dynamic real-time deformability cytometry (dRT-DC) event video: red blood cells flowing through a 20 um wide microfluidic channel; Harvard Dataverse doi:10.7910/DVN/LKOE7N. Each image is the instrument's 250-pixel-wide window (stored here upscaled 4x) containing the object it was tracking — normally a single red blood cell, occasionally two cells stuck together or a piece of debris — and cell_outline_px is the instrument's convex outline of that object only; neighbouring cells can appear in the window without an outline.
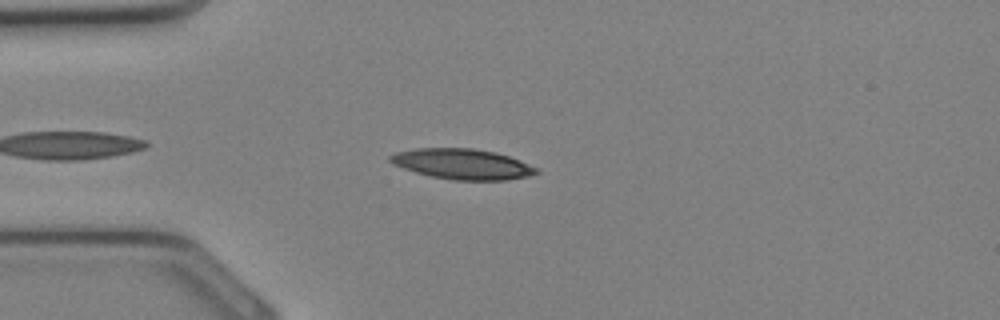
{"species": "Egyptian fruit bat (a non-hibernating species)", "species_latin": "Rousettus aegyptiacus", "temperature_condition": "cold", "stored_images_in_passage": 24, "camera_frame_rate_fps": 3000, "um_per_image_px": 0.085, "animal": {"sex": "female"}, "frame": {"image": 1, "passage_image": 1, "time_ms": 0.0, "image_size_px": [1000, 320], "cell_outline_px": [[540, 172], [528, 176], [508, 180], [452, 180], [432, 176], [416, 172], [392, 164], [388, 160], [388, 156], [396, 152], [416, 148], [472, 148], [496, 152], [508, 156], [540, 168]], "centroid_in_image_um": [39.31, 13.94], "position_along_channel_um": 45.7, "area_um2": 26.01}}
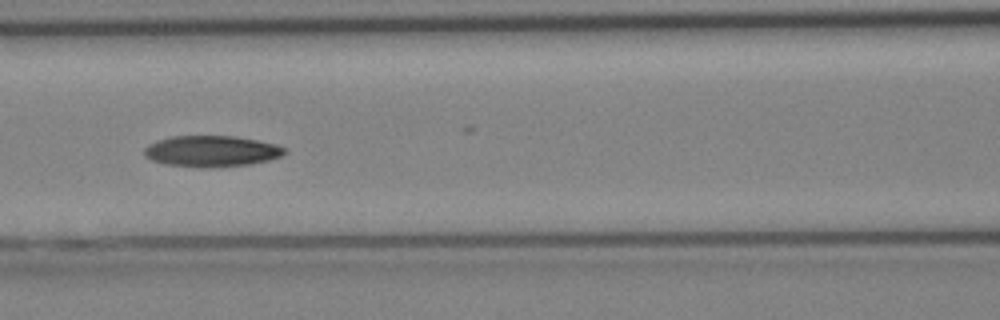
{"frame": {"image": 2, "passage_image": 7, "time_ms": 2.0, "image_size_px": [1000, 320], "cell_outline_px": [[288, 152], [272, 160], [252, 164], [208, 168], [200, 168], [164, 164], [152, 160], [144, 156], [144, 148], [148, 144], [172, 136], [232, 136], [256, 140], [276, 144], [284, 148]], "centroid_in_image_um": [17.99, 12.87], "position_along_channel_um": 148.6, "area_um2": 25.61}}
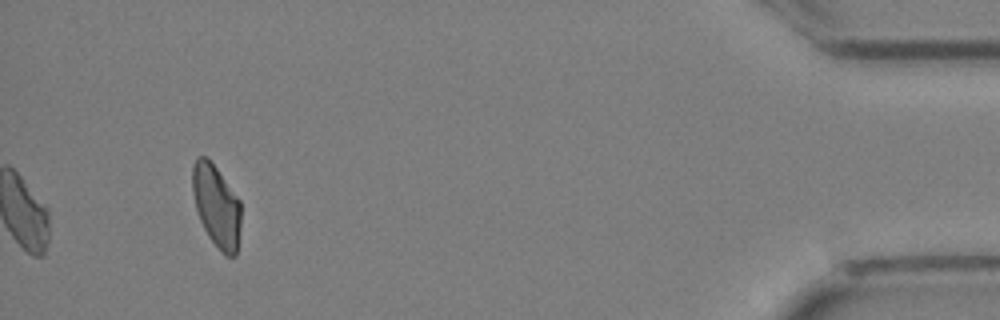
{"frame": {"image": 3, "passage_image": 24, "time_ms": 7.667, "image_size_px": [1000, 320], "cell_outline_px": [[240, 228], [236, 256], [228, 256], [208, 236], [200, 220], [196, 208], [192, 192], [192, 164], [196, 156], [204, 156], [216, 168], [240, 200]], "centroid_in_image_um": [18.38, 17.47], "position_along_channel_um": 416.8, "area_um2": 22.89}}